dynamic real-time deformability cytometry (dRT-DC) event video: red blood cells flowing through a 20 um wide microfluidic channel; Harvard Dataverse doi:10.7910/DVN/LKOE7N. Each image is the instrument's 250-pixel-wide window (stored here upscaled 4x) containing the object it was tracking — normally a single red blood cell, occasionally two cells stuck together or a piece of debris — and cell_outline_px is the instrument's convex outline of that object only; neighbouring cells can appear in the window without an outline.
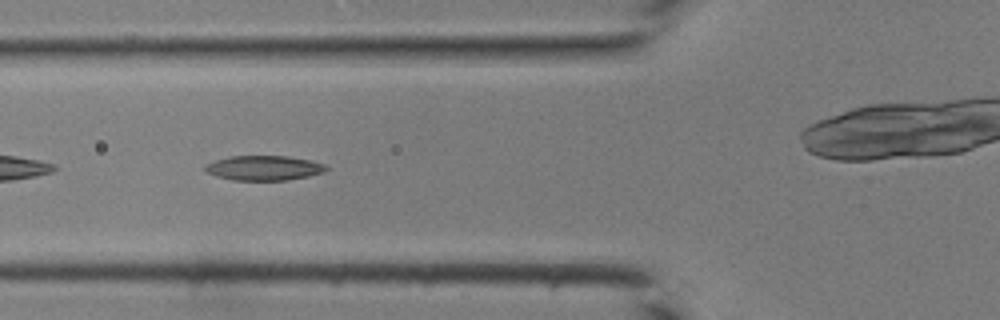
{"species": "common noctule bat (a hibernating species)", "species_latin": "Nyctalus noctula", "temperature_condition": "room temperature", "stored_images_in_passage": 42, "camera_frame_rate_fps": 3000, "um_per_image_px": 0.085, "animal": {"sex": "male", "body_mass_g": 19.0, "forearm_length_mm": 50.8}, "frame": {"image": 1, "passage_image": 15, "time_ms": 4.667, "image_size_px": [1000, 320], "cell_outline_px": [[328, 168], [324, 172], [308, 176], [288, 180], [232, 180], [216, 176], [208, 172], [204, 168], [204, 164], [228, 156], [288, 156], [308, 160], [324, 164]], "centroid_in_image_um": [22.41, 14.27], "position_along_channel_um": 103.4, "area_um2": 17.4}}
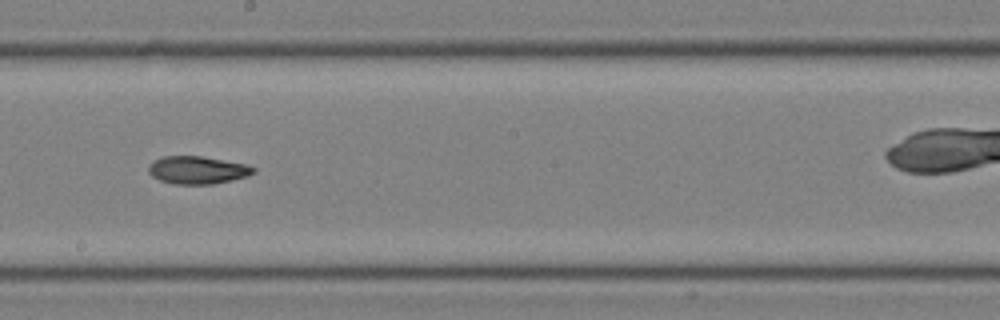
{"frame": {"image": 2, "passage_image": 23, "time_ms": 7.333, "image_size_px": [1000, 320], "cell_outline_px": [[256, 172], [248, 176], [212, 184], [176, 184], [160, 180], [152, 176], [148, 172], [148, 168], [156, 160], [164, 156], [200, 156], [244, 164], [256, 168]], "centroid_in_image_um": [16.8, 14.46], "position_along_channel_um": 231.4, "area_um2": 16.65}}
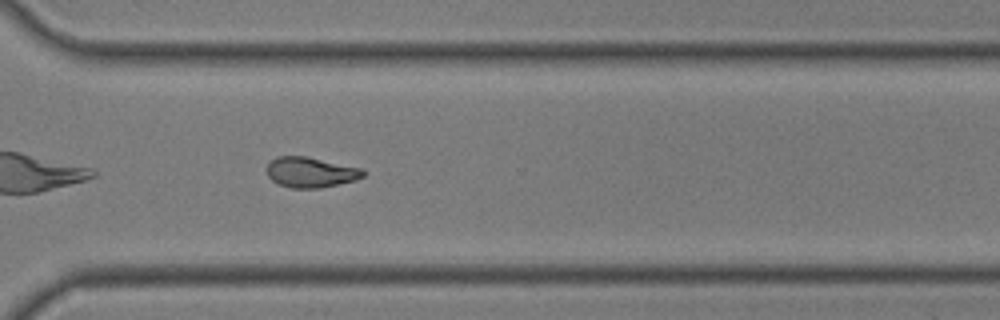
{"frame": {"image": 3, "passage_image": 30, "time_ms": 9.667, "image_size_px": [1000, 320], "cell_outline_px": [[364, 176], [356, 180], [320, 188], [292, 188], [280, 184], [272, 180], [268, 176], [268, 164], [276, 156], [304, 156], [360, 168], [364, 172]], "centroid_in_image_um": [26.39, 14.65], "position_along_channel_um": 344.2, "area_um2": 16.7}}